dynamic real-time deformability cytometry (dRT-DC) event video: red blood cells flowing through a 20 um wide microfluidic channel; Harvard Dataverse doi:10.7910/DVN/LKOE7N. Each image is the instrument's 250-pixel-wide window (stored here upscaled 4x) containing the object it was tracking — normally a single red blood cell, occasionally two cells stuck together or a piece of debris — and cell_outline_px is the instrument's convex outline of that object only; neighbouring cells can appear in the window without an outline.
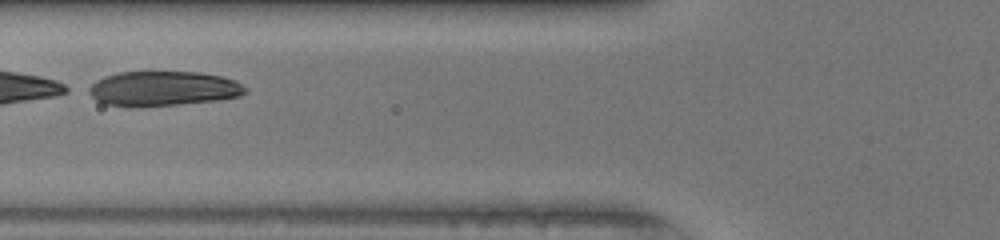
{"species": "human", "species_latin": "Homo sapiens", "temperature_condition": "warm", "stored_images_in_passage": 31, "segment_of_instrument_passage": [2, 2], "camera_frame_rate_fps": 3000, "um_per_image_px": 0.085, "donor": {"sex": "female"}, "frame": {"image": 1, "passage_image": 10, "time_ms": 3.0, "image_size_px": [1000, 240], "cell_outline_px": [[248, 92], [240, 96], [220, 100], [176, 104], [104, 104], [96, 100], [84, 92], [84, 88], [96, 80], [120, 72], [196, 72], [220, 76], [236, 80], [248, 88]], "centroid_in_image_um": [13.89, 7.5], "position_along_channel_um": 111.9, "area_um2": 31.21}}
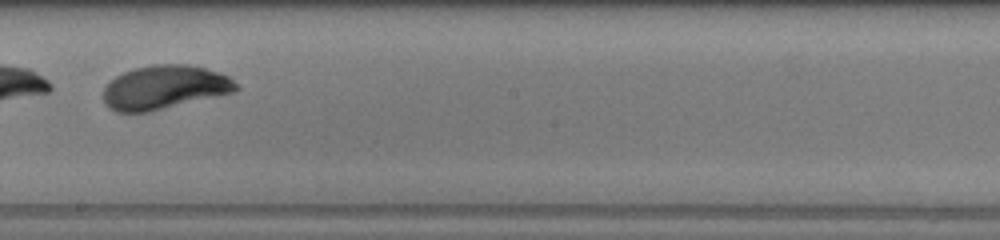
{"frame": {"image": 2, "passage_image": 19, "time_ms": 6.0, "image_size_px": [1000, 240], "cell_outline_px": [[240, 88], [236, 92], [148, 112], [116, 112], [108, 108], [104, 104], [104, 88], [108, 80], [124, 72], [136, 68], [152, 64], [188, 64], [220, 72], [228, 76]], "centroid_in_image_um": [13.97, 7.42], "position_along_channel_um": 234.2, "area_um2": 34.1}}
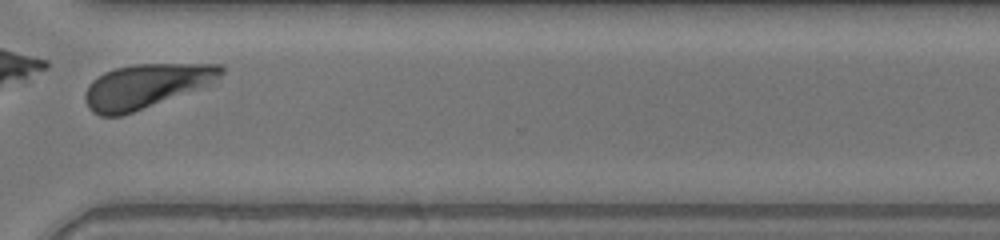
{"frame": {"image": 3, "passage_image": 28, "time_ms": 9.0, "image_size_px": [1000, 240], "cell_outline_px": [[224, 72], [208, 88], [120, 116], [100, 116], [92, 112], [88, 108], [84, 100], [84, 96], [88, 84], [92, 80], [104, 72], [116, 68], [132, 64], [224, 64]], "centroid_in_image_um": [12.46, 7.32], "position_along_channel_um": 358.1, "area_um2": 35.84}}